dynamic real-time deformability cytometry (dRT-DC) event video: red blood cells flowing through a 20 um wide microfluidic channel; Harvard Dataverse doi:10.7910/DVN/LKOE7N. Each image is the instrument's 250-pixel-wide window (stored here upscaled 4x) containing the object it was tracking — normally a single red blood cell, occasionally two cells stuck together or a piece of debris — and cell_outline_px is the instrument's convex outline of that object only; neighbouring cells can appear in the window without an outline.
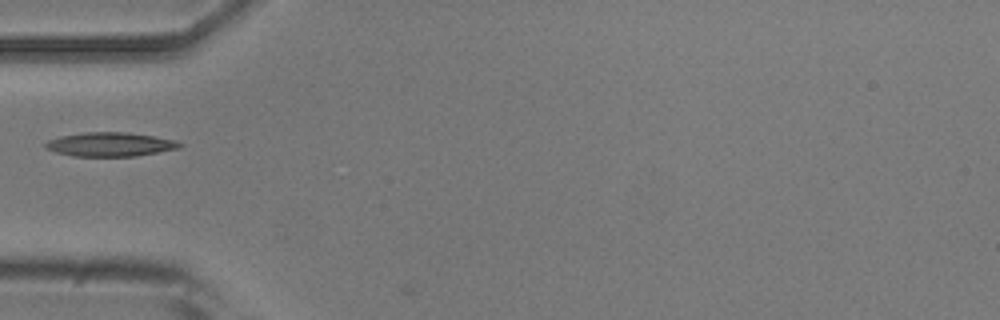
{"species": "common noctule bat (a hibernating species)", "species_latin": "Nyctalus noctula", "temperature_condition": "room temperature", "stored_images_in_passage": 2, "camera_frame_rate_fps": 3000, "um_per_image_px": 0.085, "animal": {"sex": "male", "body_mass_g": 20.5, "forearm_length_mm": 52.5}, "frame": {"image": 1, "passage_image": 1, "time_ms": 0.0, "image_size_px": [1000, 320], "cell_outline_px": [[184, 144], [180, 148], [136, 156], [72, 156], [56, 152], [44, 148], [44, 144], [48, 140], [60, 136], [84, 132], [128, 132], [176, 140]], "centroid_in_image_um": [9.36, 12.27], "position_along_channel_um": 75.6, "area_um2": 18.84}}
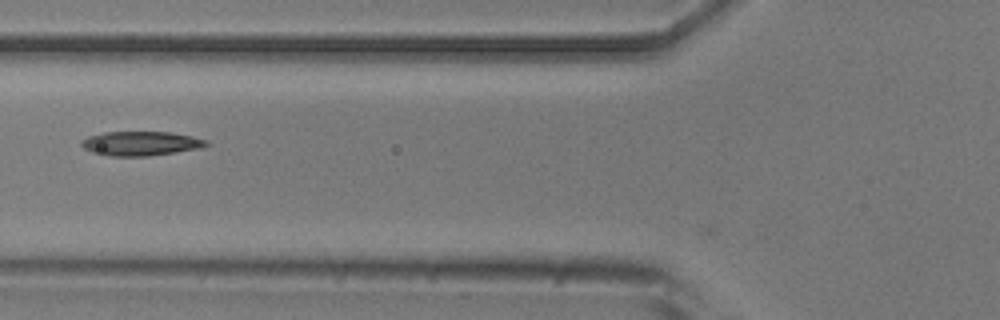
{"frame": {"image": 2, "passage_image": 2, "time_ms": 1.0, "image_size_px": [1000, 320], "cell_outline_px": [[208, 144], [200, 148], [176, 152], [148, 156], [108, 156], [92, 152], [84, 148], [80, 144], [80, 140], [88, 136], [104, 132], [168, 132], [192, 136], [208, 140]], "centroid_in_image_um": [11.93, 12.19], "position_along_channel_um": 113.9, "area_um2": 17.69}}